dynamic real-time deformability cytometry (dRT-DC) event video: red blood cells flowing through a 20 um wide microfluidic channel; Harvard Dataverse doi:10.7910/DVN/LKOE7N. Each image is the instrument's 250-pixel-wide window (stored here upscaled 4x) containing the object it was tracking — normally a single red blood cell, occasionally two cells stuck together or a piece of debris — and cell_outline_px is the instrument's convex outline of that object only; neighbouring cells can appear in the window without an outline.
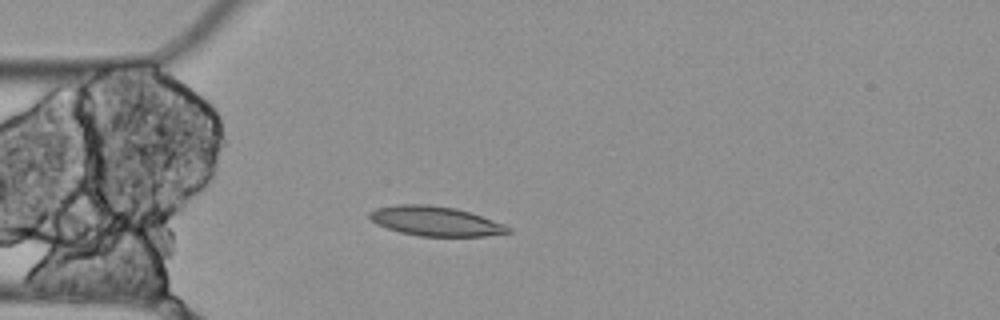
{"species": "Egyptian fruit bat (a non-hibernating species)", "species_latin": "Rousettus aegyptiacus", "temperature_condition": "cold", "stored_images_in_passage": 4, "camera_frame_rate_fps": 3000, "um_per_image_px": 0.085, "animal": {"sex": "female"}, "frame": {"image": 1, "passage_image": 4, "time_ms": 1.0, "image_size_px": [1000, 320], "cell_outline_px": [[512, 232], [484, 236], [420, 236], [400, 232], [376, 224], [368, 216], [368, 212], [376, 208], [396, 204], [428, 204], [456, 208], [504, 224], [512, 228]], "centroid_in_image_um": [36.99, 18.79], "position_along_channel_um": 48.0, "area_um2": 23.81}}